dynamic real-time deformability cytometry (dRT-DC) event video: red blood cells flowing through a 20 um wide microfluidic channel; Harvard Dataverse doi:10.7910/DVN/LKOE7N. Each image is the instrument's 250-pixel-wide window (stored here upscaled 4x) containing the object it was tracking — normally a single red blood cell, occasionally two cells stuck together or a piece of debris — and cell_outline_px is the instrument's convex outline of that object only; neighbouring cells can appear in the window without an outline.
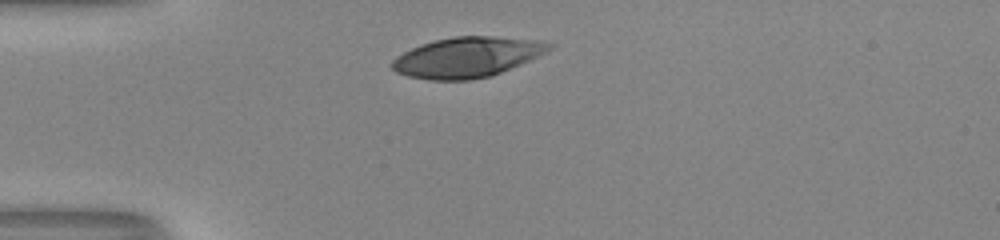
{"species": "human", "species_latin": "Homo sapiens", "temperature_condition": "room temperature", "stored_images_in_passage": 28, "camera_frame_rate_fps": 3000, "um_per_image_px": 0.085, "donor": {"sex": "male"}, "frame": {"image": 1, "passage_image": 1, "time_ms": 0.0, "image_size_px": [1000, 240], "cell_outline_px": [[556, 44], [548, 52], [492, 76], [472, 80], [428, 80], [408, 76], [396, 72], [392, 68], [392, 60], [396, 56], [420, 44], [436, 40], [456, 36], [496, 36], [540, 40]], "centroid_in_image_um": [39.74, 4.86], "position_along_channel_um": 45.3, "area_um2": 37.05}}
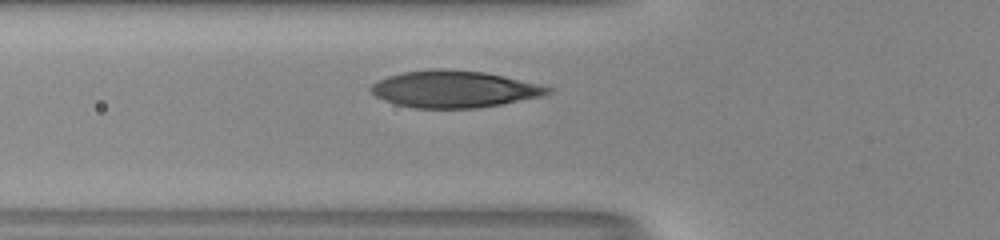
{"frame": {"image": 2, "passage_image": 6, "time_ms": 1.667, "image_size_px": [1000, 240], "cell_outline_px": [[556, 88], [552, 92], [540, 96], [500, 104], [476, 108], [412, 108], [396, 104], [384, 100], [376, 96], [368, 88], [372, 84], [388, 76], [404, 72], [432, 68], [444, 68], [484, 72], [504, 76], [540, 84]], "centroid_in_image_um": [38.61, 7.57], "position_along_channel_um": 87.2, "area_um2": 38.03}}
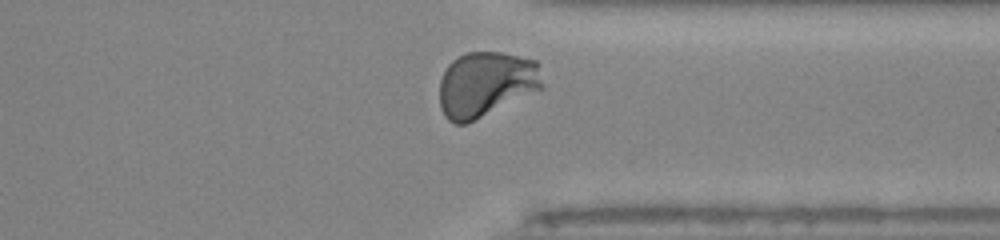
{"frame": {"image": 3, "passage_image": 27, "time_ms": 8.667, "image_size_px": [1000, 240], "cell_outline_px": [[544, 88], [468, 124], [452, 124], [444, 116], [440, 108], [440, 80], [448, 64], [452, 60], [468, 52], [500, 52], [536, 60], [544, 84]], "centroid_in_image_um": [41.3, 7.18], "position_along_channel_um": 370.1, "area_um2": 39.54}, "authors_computed_cell_mechanics": {"area_um2": 37.6278, "velocity_mm_per_s": 4.0421, "shape_relaxation_time_tau1_ms": 3.9969, "shape_relaxation_time_tau2_ms": null, "deformation_change_tau1": 0.2196, "deformation_change_tau2": null}}